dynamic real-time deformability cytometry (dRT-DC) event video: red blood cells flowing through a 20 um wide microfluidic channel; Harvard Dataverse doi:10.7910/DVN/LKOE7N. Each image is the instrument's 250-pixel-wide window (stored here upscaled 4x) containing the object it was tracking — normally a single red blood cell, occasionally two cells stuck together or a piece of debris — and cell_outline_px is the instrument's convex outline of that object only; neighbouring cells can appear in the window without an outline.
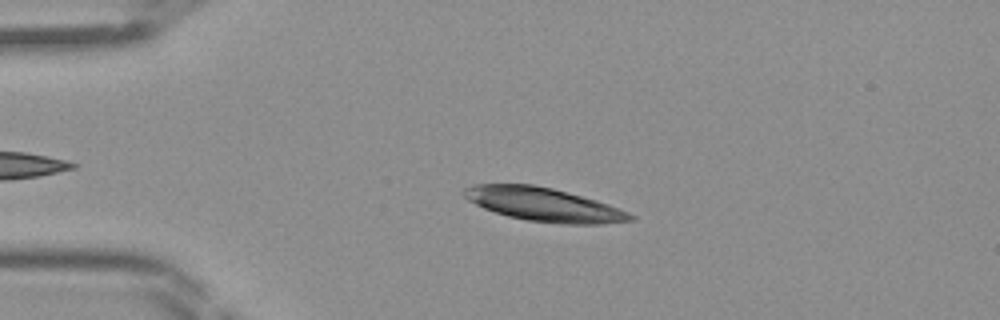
{"species": "Egyptian fruit bat (a non-hibernating species)", "species_latin": "Rousettus aegyptiacus", "temperature_condition": "room temperature", "stored_images_in_passage": 43, "camera_frame_rate_fps": 3000, "um_per_image_px": 0.085, "frame": {"image": 1, "passage_image": 9, "time_ms": 2.667, "image_size_px": [1000, 320], "cell_outline_px": [[636, 220], [600, 224], [564, 224], [528, 220], [508, 216], [484, 208], [468, 200], [464, 196], [464, 188], [472, 184], [532, 184], [552, 188], [568, 192], [596, 200], [608, 204], [628, 212], [636, 216]], "centroid_in_image_um": [46.24, 17.38], "position_along_channel_um": 38.8, "area_um2": 32.37}}
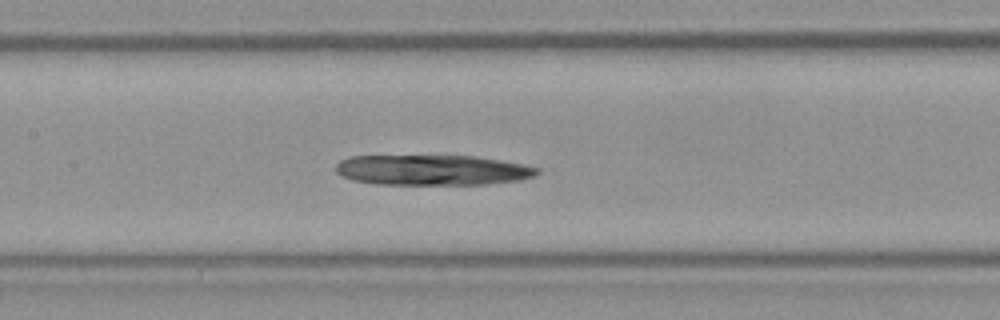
{"frame": {"image": 2, "passage_image": 20, "time_ms": 6.333, "image_size_px": [1000, 320], "cell_outline_px": [[540, 172], [536, 176], [520, 180], [484, 184], [376, 184], [352, 180], [340, 176], [336, 172], [336, 164], [340, 160], [348, 156], [476, 156], [500, 160], [540, 168]], "centroid_in_image_um": [36.73, 14.45], "position_along_channel_um": 170.7, "area_um2": 35.66}}
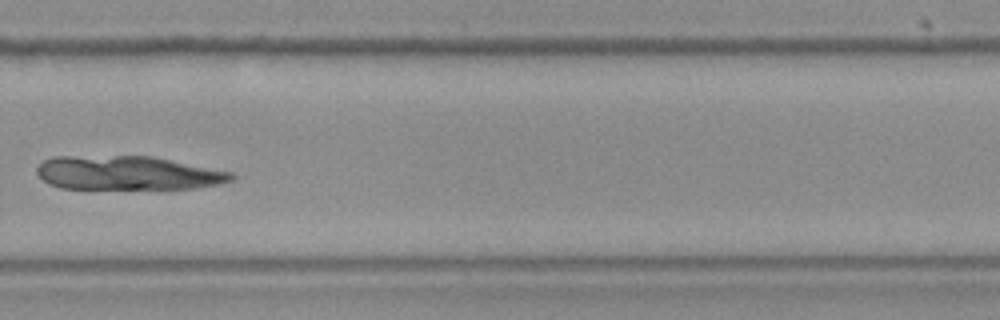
{"frame": {"image": 3, "passage_image": 30, "time_ms": 9.667, "image_size_px": [1000, 320], "cell_outline_px": [[236, 176], [232, 180], [220, 184], [196, 188], [60, 188], [48, 184], [36, 172], [36, 168], [44, 160], [52, 156], [152, 156], [232, 172]], "centroid_in_image_um": [10.85, 14.69], "position_along_channel_um": 319.0, "area_um2": 38.32}}